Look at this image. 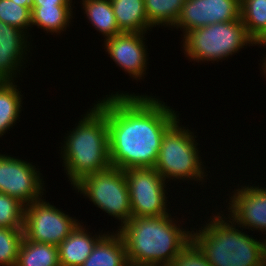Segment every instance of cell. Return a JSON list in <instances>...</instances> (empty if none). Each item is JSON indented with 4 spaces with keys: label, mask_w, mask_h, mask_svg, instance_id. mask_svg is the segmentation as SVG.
Returning a JSON list of instances; mask_svg holds the SVG:
<instances>
[{
    "label": "cell",
    "mask_w": 266,
    "mask_h": 266,
    "mask_svg": "<svg viewBox=\"0 0 266 266\" xmlns=\"http://www.w3.org/2000/svg\"><path fill=\"white\" fill-rule=\"evenodd\" d=\"M97 104L106 113L111 166L121 170L154 168L175 110L153 96L111 94Z\"/></svg>",
    "instance_id": "obj_1"
},
{
    "label": "cell",
    "mask_w": 266,
    "mask_h": 266,
    "mask_svg": "<svg viewBox=\"0 0 266 266\" xmlns=\"http://www.w3.org/2000/svg\"><path fill=\"white\" fill-rule=\"evenodd\" d=\"M170 216L132 217L118 228L128 262L155 266L173 263L192 242V232L177 226V220Z\"/></svg>",
    "instance_id": "obj_2"
},
{
    "label": "cell",
    "mask_w": 266,
    "mask_h": 266,
    "mask_svg": "<svg viewBox=\"0 0 266 266\" xmlns=\"http://www.w3.org/2000/svg\"><path fill=\"white\" fill-rule=\"evenodd\" d=\"M93 105L64 137L63 148L59 147L73 187L84 177L111 167L106 113L97 103Z\"/></svg>",
    "instance_id": "obj_3"
},
{
    "label": "cell",
    "mask_w": 266,
    "mask_h": 266,
    "mask_svg": "<svg viewBox=\"0 0 266 266\" xmlns=\"http://www.w3.org/2000/svg\"><path fill=\"white\" fill-rule=\"evenodd\" d=\"M222 216L217 213L207 225L199 228L201 230L191 231L192 242L207 263L210 266H266V239L261 242L254 239L236 229L237 224L230 217Z\"/></svg>",
    "instance_id": "obj_4"
},
{
    "label": "cell",
    "mask_w": 266,
    "mask_h": 266,
    "mask_svg": "<svg viewBox=\"0 0 266 266\" xmlns=\"http://www.w3.org/2000/svg\"><path fill=\"white\" fill-rule=\"evenodd\" d=\"M184 54L190 61H219L232 56L244 46L256 42L248 35L243 22H219L184 34Z\"/></svg>",
    "instance_id": "obj_5"
},
{
    "label": "cell",
    "mask_w": 266,
    "mask_h": 266,
    "mask_svg": "<svg viewBox=\"0 0 266 266\" xmlns=\"http://www.w3.org/2000/svg\"><path fill=\"white\" fill-rule=\"evenodd\" d=\"M179 118L166 130L154 169L166 179L195 180L203 182L207 176L203 169L196 136L179 126Z\"/></svg>",
    "instance_id": "obj_6"
},
{
    "label": "cell",
    "mask_w": 266,
    "mask_h": 266,
    "mask_svg": "<svg viewBox=\"0 0 266 266\" xmlns=\"http://www.w3.org/2000/svg\"><path fill=\"white\" fill-rule=\"evenodd\" d=\"M73 188L84 194L109 216L121 220V226L132 218L124 170L111 166L104 171L84 177Z\"/></svg>",
    "instance_id": "obj_7"
},
{
    "label": "cell",
    "mask_w": 266,
    "mask_h": 266,
    "mask_svg": "<svg viewBox=\"0 0 266 266\" xmlns=\"http://www.w3.org/2000/svg\"><path fill=\"white\" fill-rule=\"evenodd\" d=\"M45 199L25 206L24 237L27 240L58 246L80 224Z\"/></svg>",
    "instance_id": "obj_8"
},
{
    "label": "cell",
    "mask_w": 266,
    "mask_h": 266,
    "mask_svg": "<svg viewBox=\"0 0 266 266\" xmlns=\"http://www.w3.org/2000/svg\"><path fill=\"white\" fill-rule=\"evenodd\" d=\"M129 189L132 217L169 215L166 180L154 168L124 170Z\"/></svg>",
    "instance_id": "obj_9"
},
{
    "label": "cell",
    "mask_w": 266,
    "mask_h": 266,
    "mask_svg": "<svg viewBox=\"0 0 266 266\" xmlns=\"http://www.w3.org/2000/svg\"><path fill=\"white\" fill-rule=\"evenodd\" d=\"M35 167L14 156L0 154V193L18 199L25 206L42 199L44 181Z\"/></svg>",
    "instance_id": "obj_10"
},
{
    "label": "cell",
    "mask_w": 266,
    "mask_h": 266,
    "mask_svg": "<svg viewBox=\"0 0 266 266\" xmlns=\"http://www.w3.org/2000/svg\"><path fill=\"white\" fill-rule=\"evenodd\" d=\"M240 18V0H186L174 28L186 32Z\"/></svg>",
    "instance_id": "obj_11"
},
{
    "label": "cell",
    "mask_w": 266,
    "mask_h": 266,
    "mask_svg": "<svg viewBox=\"0 0 266 266\" xmlns=\"http://www.w3.org/2000/svg\"><path fill=\"white\" fill-rule=\"evenodd\" d=\"M230 197L228 214L238 228L266 232V188L241 186Z\"/></svg>",
    "instance_id": "obj_12"
},
{
    "label": "cell",
    "mask_w": 266,
    "mask_h": 266,
    "mask_svg": "<svg viewBox=\"0 0 266 266\" xmlns=\"http://www.w3.org/2000/svg\"><path fill=\"white\" fill-rule=\"evenodd\" d=\"M144 34L122 32L104 40L110 58L136 80L142 79L147 69L148 52L144 45Z\"/></svg>",
    "instance_id": "obj_13"
},
{
    "label": "cell",
    "mask_w": 266,
    "mask_h": 266,
    "mask_svg": "<svg viewBox=\"0 0 266 266\" xmlns=\"http://www.w3.org/2000/svg\"><path fill=\"white\" fill-rule=\"evenodd\" d=\"M26 35L19 28L0 20V81H14L17 73L20 74L23 59L27 56L26 51L30 46Z\"/></svg>",
    "instance_id": "obj_14"
},
{
    "label": "cell",
    "mask_w": 266,
    "mask_h": 266,
    "mask_svg": "<svg viewBox=\"0 0 266 266\" xmlns=\"http://www.w3.org/2000/svg\"><path fill=\"white\" fill-rule=\"evenodd\" d=\"M105 235L89 234L81 223L58 245L60 266H81L96 243Z\"/></svg>",
    "instance_id": "obj_15"
},
{
    "label": "cell",
    "mask_w": 266,
    "mask_h": 266,
    "mask_svg": "<svg viewBox=\"0 0 266 266\" xmlns=\"http://www.w3.org/2000/svg\"><path fill=\"white\" fill-rule=\"evenodd\" d=\"M127 253L122 236L116 231L105 234L81 266H126Z\"/></svg>",
    "instance_id": "obj_16"
},
{
    "label": "cell",
    "mask_w": 266,
    "mask_h": 266,
    "mask_svg": "<svg viewBox=\"0 0 266 266\" xmlns=\"http://www.w3.org/2000/svg\"><path fill=\"white\" fill-rule=\"evenodd\" d=\"M121 32L146 33L148 23L144 0H110Z\"/></svg>",
    "instance_id": "obj_17"
},
{
    "label": "cell",
    "mask_w": 266,
    "mask_h": 266,
    "mask_svg": "<svg viewBox=\"0 0 266 266\" xmlns=\"http://www.w3.org/2000/svg\"><path fill=\"white\" fill-rule=\"evenodd\" d=\"M82 5L89 22L95 30L101 32L105 40L122 33L110 0H82Z\"/></svg>",
    "instance_id": "obj_18"
},
{
    "label": "cell",
    "mask_w": 266,
    "mask_h": 266,
    "mask_svg": "<svg viewBox=\"0 0 266 266\" xmlns=\"http://www.w3.org/2000/svg\"><path fill=\"white\" fill-rule=\"evenodd\" d=\"M15 266H60L58 246L30 241L24 237Z\"/></svg>",
    "instance_id": "obj_19"
},
{
    "label": "cell",
    "mask_w": 266,
    "mask_h": 266,
    "mask_svg": "<svg viewBox=\"0 0 266 266\" xmlns=\"http://www.w3.org/2000/svg\"><path fill=\"white\" fill-rule=\"evenodd\" d=\"M72 6H32L31 24L46 32L60 34L69 27Z\"/></svg>",
    "instance_id": "obj_20"
},
{
    "label": "cell",
    "mask_w": 266,
    "mask_h": 266,
    "mask_svg": "<svg viewBox=\"0 0 266 266\" xmlns=\"http://www.w3.org/2000/svg\"><path fill=\"white\" fill-rule=\"evenodd\" d=\"M14 81H0V138L20 117L22 93Z\"/></svg>",
    "instance_id": "obj_21"
},
{
    "label": "cell",
    "mask_w": 266,
    "mask_h": 266,
    "mask_svg": "<svg viewBox=\"0 0 266 266\" xmlns=\"http://www.w3.org/2000/svg\"><path fill=\"white\" fill-rule=\"evenodd\" d=\"M186 0H144L150 26H175ZM171 25V26H170Z\"/></svg>",
    "instance_id": "obj_22"
},
{
    "label": "cell",
    "mask_w": 266,
    "mask_h": 266,
    "mask_svg": "<svg viewBox=\"0 0 266 266\" xmlns=\"http://www.w3.org/2000/svg\"><path fill=\"white\" fill-rule=\"evenodd\" d=\"M240 19L257 42L266 32V0H240Z\"/></svg>",
    "instance_id": "obj_23"
},
{
    "label": "cell",
    "mask_w": 266,
    "mask_h": 266,
    "mask_svg": "<svg viewBox=\"0 0 266 266\" xmlns=\"http://www.w3.org/2000/svg\"><path fill=\"white\" fill-rule=\"evenodd\" d=\"M23 238V228L0 227V266L16 265Z\"/></svg>",
    "instance_id": "obj_24"
},
{
    "label": "cell",
    "mask_w": 266,
    "mask_h": 266,
    "mask_svg": "<svg viewBox=\"0 0 266 266\" xmlns=\"http://www.w3.org/2000/svg\"><path fill=\"white\" fill-rule=\"evenodd\" d=\"M31 9L32 7L17 5L12 0H0V20L5 24L19 28L28 35L29 32L26 29L32 26Z\"/></svg>",
    "instance_id": "obj_25"
},
{
    "label": "cell",
    "mask_w": 266,
    "mask_h": 266,
    "mask_svg": "<svg viewBox=\"0 0 266 266\" xmlns=\"http://www.w3.org/2000/svg\"><path fill=\"white\" fill-rule=\"evenodd\" d=\"M25 205L18 199L0 193V227L23 228Z\"/></svg>",
    "instance_id": "obj_26"
},
{
    "label": "cell",
    "mask_w": 266,
    "mask_h": 266,
    "mask_svg": "<svg viewBox=\"0 0 266 266\" xmlns=\"http://www.w3.org/2000/svg\"><path fill=\"white\" fill-rule=\"evenodd\" d=\"M170 266H210L204 254L191 242Z\"/></svg>",
    "instance_id": "obj_27"
},
{
    "label": "cell",
    "mask_w": 266,
    "mask_h": 266,
    "mask_svg": "<svg viewBox=\"0 0 266 266\" xmlns=\"http://www.w3.org/2000/svg\"><path fill=\"white\" fill-rule=\"evenodd\" d=\"M32 6H73L72 0H33Z\"/></svg>",
    "instance_id": "obj_28"
},
{
    "label": "cell",
    "mask_w": 266,
    "mask_h": 266,
    "mask_svg": "<svg viewBox=\"0 0 266 266\" xmlns=\"http://www.w3.org/2000/svg\"><path fill=\"white\" fill-rule=\"evenodd\" d=\"M16 2L17 5L25 6V7H32L33 1L32 0H12Z\"/></svg>",
    "instance_id": "obj_29"
},
{
    "label": "cell",
    "mask_w": 266,
    "mask_h": 266,
    "mask_svg": "<svg viewBox=\"0 0 266 266\" xmlns=\"http://www.w3.org/2000/svg\"><path fill=\"white\" fill-rule=\"evenodd\" d=\"M265 45L266 46V32L263 34V36L256 42V45Z\"/></svg>",
    "instance_id": "obj_30"
},
{
    "label": "cell",
    "mask_w": 266,
    "mask_h": 266,
    "mask_svg": "<svg viewBox=\"0 0 266 266\" xmlns=\"http://www.w3.org/2000/svg\"><path fill=\"white\" fill-rule=\"evenodd\" d=\"M126 266H155V265L134 264V263L128 262Z\"/></svg>",
    "instance_id": "obj_31"
},
{
    "label": "cell",
    "mask_w": 266,
    "mask_h": 266,
    "mask_svg": "<svg viewBox=\"0 0 266 266\" xmlns=\"http://www.w3.org/2000/svg\"><path fill=\"white\" fill-rule=\"evenodd\" d=\"M263 65H262V69H263V72H264V75L266 74V57H264L263 61H262ZM266 76V75H265Z\"/></svg>",
    "instance_id": "obj_32"
}]
</instances>
